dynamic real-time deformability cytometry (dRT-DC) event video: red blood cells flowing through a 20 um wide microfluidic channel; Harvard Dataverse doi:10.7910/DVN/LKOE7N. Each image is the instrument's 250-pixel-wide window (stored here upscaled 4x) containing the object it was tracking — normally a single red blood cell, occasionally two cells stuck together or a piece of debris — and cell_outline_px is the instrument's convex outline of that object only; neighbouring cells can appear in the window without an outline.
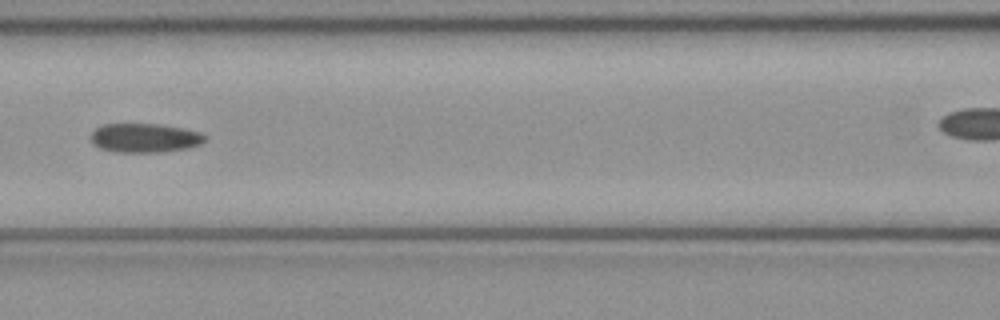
{"species": "common noctule bat (a hibernating species)", "species_latin": "Nyctalus noctula", "temperature_condition": "cold", "stored_images_in_passage": 7, "segment_of_instrument_passage": [1, 2], "camera_frame_rate_fps": 3000, "um_per_image_px": 0.085, "animal": {"sex": "female", "body_mass_g": 21.9}, "frame": {"image": 1, "passage_image": 6, "time_ms": 1.667, "image_size_px": [1000, 320], "cell_outline_px": [[208, 136], [200, 144], [188, 148], [160, 152], [116, 152], [100, 148], [92, 144], [92, 132], [100, 124], [160, 124], [184, 128], [200, 132]], "centroid_in_image_um": [12.31, 11.72], "position_along_channel_um": 154.3, "area_um2": 19.42}}